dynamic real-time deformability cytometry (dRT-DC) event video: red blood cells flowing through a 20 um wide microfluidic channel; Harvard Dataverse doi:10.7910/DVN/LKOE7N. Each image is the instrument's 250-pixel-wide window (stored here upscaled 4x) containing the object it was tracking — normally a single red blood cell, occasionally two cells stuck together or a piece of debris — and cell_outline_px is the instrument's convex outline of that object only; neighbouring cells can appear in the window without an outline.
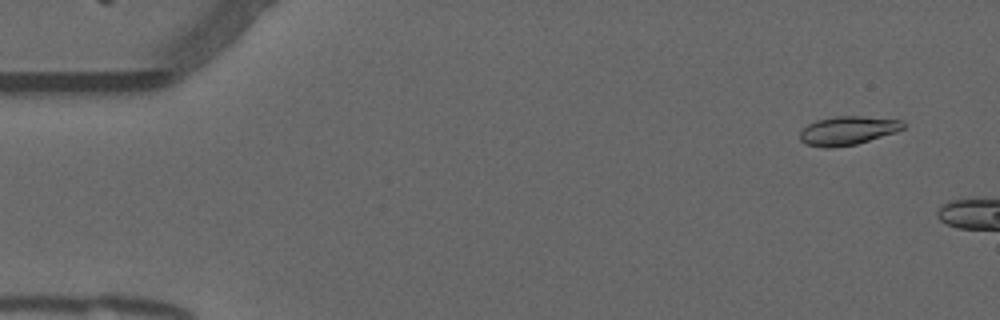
{"species": "common noctule bat (a hibernating species)", "species_latin": "Nyctalus noctula", "temperature_condition": "warm", "stored_images_in_passage": 4, "camera_frame_rate_fps": 3000, "um_per_image_px": 0.085, "animal": {"sex": "male", "forearm_length_mm": 52.5}, "frame": {"image": 1, "passage_image": 1, "time_ms": 0.0, "image_size_px": [1000, 320], "cell_outline_px": [[904, 128], [896, 132], [856, 144], [828, 148], [824, 148], [808, 144], [800, 140], [800, 132], [808, 124], [816, 120], [836, 116], [860, 116], [904, 120]], "centroid_in_image_um": [72.07, 11.09], "position_along_channel_um": 12.9, "area_um2": 17.17}}